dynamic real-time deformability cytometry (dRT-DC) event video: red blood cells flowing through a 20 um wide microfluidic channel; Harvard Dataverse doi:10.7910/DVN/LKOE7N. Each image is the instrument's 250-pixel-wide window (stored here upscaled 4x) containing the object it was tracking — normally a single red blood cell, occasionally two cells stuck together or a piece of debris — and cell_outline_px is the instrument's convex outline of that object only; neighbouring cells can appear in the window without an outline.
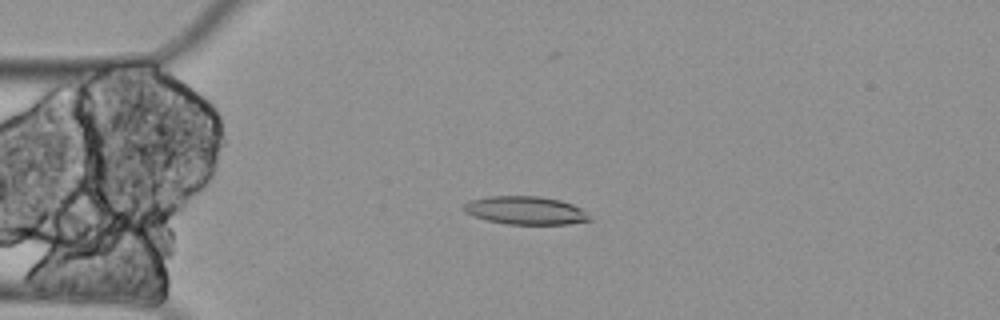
{"species": "Egyptian fruit bat (a non-hibernating species)", "species_latin": "Rousettus aegyptiacus", "temperature_condition": "cold", "stored_images_in_passage": 4, "camera_frame_rate_fps": 3000, "um_per_image_px": 0.085, "animal": {"sex": "female"}, "frame": {"image": 1, "passage_image": 3, "time_ms": 0.667, "image_size_px": [1000, 320], "cell_outline_px": [[592, 220], [568, 224], [508, 224], [488, 220], [464, 212], [464, 204], [468, 200], [488, 196], [540, 196], [560, 200], [572, 204], [580, 208]], "centroid_in_image_um": [44.65, 17.87], "position_along_channel_um": 40.4, "area_um2": 20.46}}